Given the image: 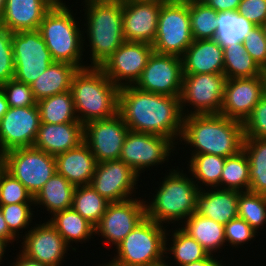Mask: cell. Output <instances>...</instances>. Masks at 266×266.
<instances>
[{
    "mask_svg": "<svg viewBox=\"0 0 266 266\" xmlns=\"http://www.w3.org/2000/svg\"><path fill=\"white\" fill-rule=\"evenodd\" d=\"M118 114L131 131L164 136L176 145L180 140L184 118L180 97L124 86L119 88Z\"/></svg>",
    "mask_w": 266,
    "mask_h": 266,
    "instance_id": "1",
    "label": "cell"
},
{
    "mask_svg": "<svg viewBox=\"0 0 266 266\" xmlns=\"http://www.w3.org/2000/svg\"><path fill=\"white\" fill-rule=\"evenodd\" d=\"M243 123L221 114L187 115L179 142L189 145L190 154H214L222 157L243 150Z\"/></svg>",
    "mask_w": 266,
    "mask_h": 266,
    "instance_id": "2",
    "label": "cell"
},
{
    "mask_svg": "<svg viewBox=\"0 0 266 266\" xmlns=\"http://www.w3.org/2000/svg\"><path fill=\"white\" fill-rule=\"evenodd\" d=\"M84 2V3H83ZM83 43L90 47L89 66L100 67L124 42L122 0H84ZM85 4V5H84ZM85 30V31H84ZM87 34L86 36H84ZM87 37V38H85Z\"/></svg>",
    "mask_w": 266,
    "mask_h": 266,
    "instance_id": "3",
    "label": "cell"
},
{
    "mask_svg": "<svg viewBox=\"0 0 266 266\" xmlns=\"http://www.w3.org/2000/svg\"><path fill=\"white\" fill-rule=\"evenodd\" d=\"M78 120L83 125L118 113L119 88L100 67L78 69L70 88Z\"/></svg>",
    "mask_w": 266,
    "mask_h": 266,
    "instance_id": "4",
    "label": "cell"
},
{
    "mask_svg": "<svg viewBox=\"0 0 266 266\" xmlns=\"http://www.w3.org/2000/svg\"><path fill=\"white\" fill-rule=\"evenodd\" d=\"M165 177L159 179V189H155L152 200L145 202V212L148 219L161 225L183 223L196 208V196L200 189L192 176L187 175L179 166L169 169ZM177 221V222H176ZM181 222V223H180Z\"/></svg>",
    "mask_w": 266,
    "mask_h": 266,
    "instance_id": "5",
    "label": "cell"
},
{
    "mask_svg": "<svg viewBox=\"0 0 266 266\" xmlns=\"http://www.w3.org/2000/svg\"><path fill=\"white\" fill-rule=\"evenodd\" d=\"M68 6L54 4L44 15L38 30L54 61L70 63L81 69L89 66L83 61L86 49L82 26L80 29L78 25L82 20L76 21V14Z\"/></svg>",
    "mask_w": 266,
    "mask_h": 266,
    "instance_id": "6",
    "label": "cell"
},
{
    "mask_svg": "<svg viewBox=\"0 0 266 266\" xmlns=\"http://www.w3.org/2000/svg\"><path fill=\"white\" fill-rule=\"evenodd\" d=\"M166 227L145 217L116 246L117 253L104 265L153 266L165 261Z\"/></svg>",
    "mask_w": 266,
    "mask_h": 266,
    "instance_id": "7",
    "label": "cell"
},
{
    "mask_svg": "<svg viewBox=\"0 0 266 266\" xmlns=\"http://www.w3.org/2000/svg\"><path fill=\"white\" fill-rule=\"evenodd\" d=\"M193 41L189 2L175 0L163 3L152 44L154 52L182 57Z\"/></svg>",
    "mask_w": 266,
    "mask_h": 266,
    "instance_id": "8",
    "label": "cell"
},
{
    "mask_svg": "<svg viewBox=\"0 0 266 266\" xmlns=\"http://www.w3.org/2000/svg\"><path fill=\"white\" fill-rule=\"evenodd\" d=\"M4 169L19 180L33 197L57 172L55 156L35 147L15 148L3 153Z\"/></svg>",
    "mask_w": 266,
    "mask_h": 266,
    "instance_id": "9",
    "label": "cell"
},
{
    "mask_svg": "<svg viewBox=\"0 0 266 266\" xmlns=\"http://www.w3.org/2000/svg\"><path fill=\"white\" fill-rule=\"evenodd\" d=\"M225 82L224 73L183 74L180 96L183 116L219 114Z\"/></svg>",
    "mask_w": 266,
    "mask_h": 266,
    "instance_id": "10",
    "label": "cell"
},
{
    "mask_svg": "<svg viewBox=\"0 0 266 266\" xmlns=\"http://www.w3.org/2000/svg\"><path fill=\"white\" fill-rule=\"evenodd\" d=\"M14 79L31 85L54 62L39 30L12 33Z\"/></svg>",
    "mask_w": 266,
    "mask_h": 266,
    "instance_id": "11",
    "label": "cell"
},
{
    "mask_svg": "<svg viewBox=\"0 0 266 266\" xmlns=\"http://www.w3.org/2000/svg\"><path fill=\"white\" fill-rule=\"evenodd\" d=\"M176 144L169 138L129 130L120 153V160L139 176L146 168L168 163ZM169 157V158H168ZM151 167V168H150Z\"/></svg>",
    "mask_w": 266,
    "mask_h": 266,
    "instance_id": "12",
    "label": "cell"
},
{
    "mask_svg": "<svg viewBox=\"0 0 266 266\" xmlns=\"http://www.w3.org/2000/svg\"><path fill=\"white\" fill-rule=\"evenodd\" d=\"M183 82L181 57L153 51L138 81L140 90L172 97H180Z\"/></svg>",
    "mask_w": 266,
    "mask_h": 266,
    "instance_id": "13",
    "label": "cell"
},
{
    "mask_svg": "<svg viewBox=\"0 0 266 266\" xmlns=\"http://www.w3.org/2000/svg\"><path fill=\"white\" fill-rule=\"evenodd\" d=\"M153 51L152 44L125 41L100 68L118 88L131 86L140 78Z\"/></svg>",
    "mask_w": 266,
    "mask_h": 266,
    "instance_id": "14",
    "label": "cell"
},
{
    "mask_svg": "<svg viewBox=\"0 0 266 266\" xmlns=\"http://www.w3.org/2000/svg\"><path fill=\"white\" fill-rule=\"evenodd\" d=\"M144 198L135 197L112 202L95 226V235L104 238L106 245L117 246L145 217Z\"/></svg>",
    "mask_w": 266,
    "mask_h": 266,
    "instance_id": "15",
    "label": "cell"
},
{
    "mask_svg": "<svg viewBox=\"0 0 266 266\" xmlns=\"http://www.w3.org/2000/svg\"><path fill=\"white\" fill-rule=\"evenodd\" d=\"M139 176L122 160L103 161L97 164L90 185L108 202H121L133 197ZM133 194V195H132ZM133 196V197H132Z\"/></svg>",
    "mask_w": 266,
    "mask_h": 266,
    "instance_id": "16",
    "label": "cell"
},
{
    "mask_svg": "<svg viewBox=\"0 0 266 266\" xmlns=\"http://www.w3.org/2000/svg\"><path fill=\"white\" fill-rule=\"evenodd\" d=\"M37 104L9 107L0 120V153L22 147H32L40 127Z\"/></svg>",
    "mask_w": 266,
    "mask_h": 266,
    "instance_id": "17",
    "label": "cell"
},
{
    "mask_svg": "<svg viewBox=\"0 0 266 266\" xmlns=\"http://www.w3.org/2000/svg\"><path fill=\"white\" fill-rule=\"evenodd\" d=\"M117 113L114 117L91 121L84 125V142L98 163L120 158L122 146L129 132Z\"/></svg>",
    "mask_w": 266,
    "mask_h": 266,
    "instance_id": "18",
    "label": "cell"
},
{
    "mask_svg": "<svg viewBox=\"0 0 266 266\" xmlns=\"http://www.w3.org/2000/svg\"><path fill=\"white\" fill-rule=\"evenodd\" d=\"M20 239L22 248L20 251L40 263L49 266H62L64 257L70 249L63 237L47 220L44 223L31 226Z\"/></svg>",
    "mask_w": 266,
    "mask_h": 266,
    "instance_id": "19",
    "label": "cell"
},
{
    "mask_svg": "<svg viewBox=\"0 0 266 266\" xmlns=\"http://www.w3.org/2000/svg\"><path fill=\"white\" fill-rule=\"evenodd\" d=\"M262 97L260 76L226 79L223 104L219 114L244 123Z\"/></svg>",
    "mask_w": 266,
    "mask_h": 266,
    "instance_id": "20",
    "label": "cell"
},
{
    "mask_svg": "<svg viewBox=\"0 0 266 266\" xmlns=\"http://www.w3.org/2000/svg\"><path fill=\"white\" fill-rule=\"evenodd\" d=\"M161 5L122 0L123 36L125 41L153 44Z\"/></svg>",
    "mask_w": 266,
    "mask_h": 266,
    "instance_id": "21",
    "label": "cell"
},
{
    "mask_svg": "<svg viewBox=\"0 0 266 266\" xmlns=\"http://www.w3.org/2000/svg\"><path fill=\"white\" fill-rule=\"evenodd\" d=\"M54 4L51 0H6L0 23L11 33L38 30Z\"/></svg>",
    "mask_w": 266,
    "mask_h": 266,
    "instance_id": "22",
    "label": "cell"
},
{
    "mask_svg": "<svg viewBox=\"0 0 266 266\" xmlns=\"http://www.w3.org/2000/svg\"><path fill=\"white\" fill-rule=\"evenodd\" d=\"M84 142V125L80 122L40 123L33 147L56 156Z\"/></svg>",
    "mask_w": 266,
    "mask_h": 266,
    "instance_id": "23",
    "label": "cell"
},
{
    "mask_svg": "<svg viewBox=\"0 0 266 266\" xmlns=\"http://www.w3.org/2000/svg\"><path fill=\"white\" fill-rule=\"evenodd\" d=\"M57 173L76 186L90 185L97 160L85 142L55 156Z\"/></svg>",
    "mask_w": 266,
    "mask_h": 266,
    "instance_id": "24",
    "label": "cell"
},
{
    "mask_svg": "<svg viewBox=\"0 0 266 266\" xmlns=\"http://www.w3.org/2000/svg\"><path fill=\"white\" fill-rule=\"evenodd\" d=\"M182 59L183 74L223 73V47L216 39L194 40Z\"/></svg>",
    "mask_w": 266,
    "mask_h": 266,
    "instance_id": "25",
    "label": "cell"
},
{
    "mask_svg": "<svg viewBox=\"0 0 266 266\" xmlns=\"http://www.w3.org/2000/svg\"><path fill=\"white\" fill-rule=\"evenodd\" d=\"M238 199L235 190L204 188L196 196L195 213L225 225L238 217Z\"/></svg>",
    "mask_w": 266,
    "mask_h": 266,
    "instance_id": "26",
    "label": "cell"
},
{
    "mask_svg": "<svg viewBox=\"0 0 266 266\" xmlns=\"http://www.w3.org/2000/svg\"><path fill=\"white\" fill-rule=\"evenodd\" d=\"M78 67L54 61L30 86L36 101L59 93L68 92Z\"/></svg>",
    "mask_w": 266,
    "mask_h": 266,
    "instance_id": "27",
    "label": "cell"
},
{
    "mask_svg": "<svg viewBox=\"0 0 266 266\" xmlns=\"http://www.w3.org/2000/svg\"><path fill=\"white\" fill-rule=\"evenodd\" d=\"M181 228L193 237L209 255H216L225 246L224 225L210 218L192 213L183 223Z\"/></svg>",
    "mask_w": 266,
    "mask_h": 266,
    "instance_id": "28",
    "label": "cell"
},
{
    "mask_svg": "<svg viewBox=\"0 0 266 266\" xmlns=\"http://www.w3.org/2000/svg\"><path fill=\"white\" fill-rule=\"evenodd\" d=\"M48 221L63 237V240L76 252L77 248H73V242L81 244L89 241L95 236V227L77 213L72 207L49 215ZM86 241V242H85ZM72 243V244H71Z\"/></svg>",
    "mask_w": 266,
    "mask_h": 266,
    "instance_id": "29",
    "label": "cell"
},
{
    "mask_svg": "<svg viewBox=\"0 0 266 266\" xmlns=\"http://www.w3.org/2000/svg\"><path fill=\"white\" fill-rule=\"evenodd\" d=\"M75 186L57 172L34 197V207L41 205L51 216L72 207Z\"/></svg>",
    "mask_w": 266,
    "mask_h": 266,
    "instance_id": "30",
    "label": "cell"
},
{
    "mask_svg": "<svg viewBox=\"0 0 266 266\" xmlns=\"http://www.w3.org/2000/svg\"><path fill=\"white\" fill-rule=\"evenodd\" d=\"M176 227L177 228L175 230L171 231L170 229L167 230L166 233L165 260H167V258L171 259L172 257L174 259H172V262H169L170 259L166 262L170 265L174 263V266H183L204 259L208 253L203 249V247L181 227ZM170 232L173 234L171 233L170 235ZM168 236L172 237L170 238ZM169 240L172 242H169ZM168 254L172 255V257H169Z\"/></svg>",
    "mask_w": 266,
    "mask_h": 266,
    "instance_id": "31",
    "label": "cell"
},
{
    "mask_svg": "<svg viewBox=\"0 0 266 266\" xmlns=\"http://www.w3.org/2000/svg\"><path fill=\"white\" fill-rule=\"evenodd\" d=\"M186 168L200 190L219 188L225 157L214 154H190ZM205 185V186H204ZM204 186V187H203Z\"/></svg>",
    "mask_w": 266,
    "mask_h": 266,
    "instance_id": "32",
    "label": "cell"
},
{
    "mask_svg": "<svg viewBox=\"0 0 266 266\" xmlns=\"http://www.w3.org/2000/svg\"><path fill=\"white\" fill-rule=\"evenodd\" d=\"M37 106L41 123L79 122L71 91L40 99Z\"/></svg>",
    "mask_w": 266,
    "mask_h": 266,
    "instance_id": "33",
    "label": "cell"
},
{
    "mask_svg": "<svg viewBox=\"0 0 266 266\" xmlns=\"http://www.w3.org/2000/svg\"><path fill=\"white\" fill-rule=\"evenodd\" d=\"M224 70L226 79L253 78L260 76L261 67L246 52L242 43L223 47Z\"/></svg>",
    "mask_w": 266,
    "mask_h": 266,
    "instance_id": "34",
    "label": "cell"
},
{
    "mask_svg": "<svg viewBox=\"0 0 266 266\" xmlns=\"http://www.w3.org/2000/svg\"><path fill=\"white\" fill-rule=\"evenodd\" d=\"M215 39L222 46L242 43L255 26L242 14L233 11L217 13Z\"/></svg>",
    "mask_w": 266,
    "mask_h": 266,
    "instance_id": "35",
    "label": "cell"
},
{
    "mask_svg": "<svg viewBox=\"0 0 266 266\" xmlns=\"http://www.w3.org/2000/svg\"><path fill=\"white\" fill-rule=\"evenodd\" d=\"M243 150L250 164L249 191L266 195V139L244 138Z\"/></svg>",
    "mask_w": 266,
    "mask_h": 266,
    "instance_id": "36",
    "label": "cell"
},
{
    "mask_svg": "<svg viewBox=\"0 0 266 266\" xmlns=\"http://www.w3.org/2000/svg\"><path fill=\"white\" fill-rule=\"evenodd\" d=\"M250 164L244 150L225 159L219 188L235 190L238 192L249 191Z\"/></svg>",
    "mask_w": 266,
    "mask_h": 266,
    "instance_id": "37",
    "label": "cell"
},
{
    "mask_svg": "<svg viewBox=\"0 0 266 266\" xmlns=\"http://www.w3.org/2000/svg\"><path fill=\"white\" fill-rule=\"evenodd\" d=\"M109 203L91 185L76 186L74 189L72 208L94 227L101 220Z\"/></svg>",
    "mask_w": 266,
    "mask_h": 266,
    "instance_id": "38",
    "label": "cell"
},
{
    "mask_svg": "<svg viewBox=\"0 0 266 266\" xmlns=\"http://www.w3.org/2000/svg\"><path fill=\"white\" fill-rule=\"evenodd\" d=\"M217 11L202 1H189L190 26L193 40L215 39Z\"/></svg>",
    "mask_w": 266,
    "mask_h": 266,
    "instance_id": "39",
    "label": "cell"
},
{
    "mask_svg": "<svg viewBox=\"0 0 266 266\" xmlns=\"http://www.w3.org/2000/svg\"><path fill=\"white\" fill-rule=\"evenodd\" d=\"M238 217L259 233L266 224V195L251 191L239 192ZM262 226V227H261Z\"/></svg>",
    "mask_w": 266,
    "mask_h": 266,
    "instance_id": "40",
    "label": "cell"
},
{
    "mask_svg": "<svg viewBox=\"0 0 266 266\" xmlns=\"http://www.w3.org/2000/svg\"><path fill=\"white\" fill-rule=\"evenodd\" d=\"M33 206V208L31 207ZM3 218L8 225L9 230L17 237L21 238L23 230L29 228L32 224V219L34 217V203H17L0 205ZM22 230V231H21ZM21 231V232H20Z\"/></svg>",
    "mask_w": 266,
    "mask_h": 266,
    "instance_id": "41",
    "label": "cell"
},
{
    "mask_svg": "<svg viewBox=\"0 0 266 266\" xmlns=\"http://www.w3.org/2000/svg\"><path fill=\"white\" fill-rule=\"evenodd\" d=\"M34 203L25 186L5 169L0 172V205Z\"/></svg>",
    "mask_w": 266,
    "mask_h": 266,
    "instance_id": "42",
    "label": "cell"
},
{
    "mask_svg": "<svg viewBox=\"0 0 266 266\" xmlns=\"http://www.w3.org/2000/svg\"><path fill=\"white\" fill-rule=\"evenodd\" d=\"M0 89L5 94L9 107H28L37 104L31 86L14 78L1 85Z\"/></svg>",
    "mask_w": 266,
    "mask_h": 266,
    "instance_id": "43",
    "label": "cell"
},
{
    "mask_svg": "<svg viewBox=\"0 0 266 266\" xmlns=\"http://www.w3.org/2000/svg\"><path fill=\"white\" fill-rule=\"evenodd\" d=\"M12 33L0 23V86L14 78Z\"/></svg>",
    "mask_w": 266,
    "mask_h": 266,
    "instance_id": "44",
    "label": "cell"
},
{
    "mask_svg": "<svg viewBox=\"0 0 266 266\" xmlns=\"http://www.w3.org/2000/svg\"><path fill=\"white\" fill-rule=\"evenodd\" d=\"M226 246L233 249L248 244L247 242L255 240L257 232L242 218L236 217L224 225ZM227 243L229 245H227ZM240 245V246H239Z\"/></svg>",
    "mask_w": 266,
    "mask_h": 266,
    "instance_id": "45",
    "label": "cell"
},
{
    "mask_svg": "<svg viewBox=\"0 0 266 266\" xmlns=\"http://www.w3.org/2000/svg\"><path fill=\"white\" fill-rule=\"evenodd\" d=\"M245 138L266 139V97L263 96L254 107L251 115L244 121Z\"/></svg>",
    "mask_w": 266,
    "mask_h": 266,
    "instance_id": "46",
    "label": "cell"
},
{
    "mask_svg": "<svg viewBox=\"0 0 266 266\" xmlns=\"http://www.w3.org/2000/svg\"><path fill=\"white\" fill-rule=\"evenodd\" d=\"M242 44L261 68L266 67V36L262 26H254Z\"/></svg>",
    "mask_w": 266,
    "mask_h": 266,
    "instance_id": "47",
    "label": "cell"
},
{
    "mask_svg": "<svg viewBox=\"0 0 266 266\" xmlns=\"http://www.w3.org/2000/svg\"><path fill=\"white\" fill-rule=\"evenodd\" d=\"M236 12L255 26H262L266 22V0H241Z\"/></svg>",
    "mask_w": 266,
    "mask_h": 266,
    "instance_id": "48",
    "label": "cell"
},
{
    "mask_svg": "<svg viewBox=\"0 0 266 266\" xmlns=\"http://www.w3.org/2000/svg\"><path fill=\"white\" fill-rule=\"evenodd\" d=\"M207 6L217 12L233 11L236 12L241 0H201Z\"/></svg>",
    "mask_w": 266,
    "mask_h": 266,
    "instance_id": "49",
    "label": "cell"
},
{
    "mask_svg": "<svg viewBox=\"0 0 266 266\" xmlns=\"http://www.w3.org/2000/svg\"><path fill=\"white\" fill-rule=\"evenodd\" d=\"M0 238L4 239L10 246L14 241H18L17 237L9 230L5 219L3 218V214L0 209Z\"/></svg>",
    "mask_w": 266,
    "mask_h": 266,
    "instance_id": "50",
    "label": "cell"
},
{
    "mask_svg": "<svg viewBox=\"0 0 266 266\" xmlns=\"http://www.w3.org/2000/svg\"><path fill=\"white\" fill-rule=\"evenodd\" d=\"M16 255V261L12 262L9 266H49L43 263H40L36 260L30 259L24 255L21 251Z\"/></svg>",
    "mask_w": 266,
    "mask_h": 266,
    "instance_id": "51",
    "label": "cell"
},
{
    "mask_svg": "<svg viewBox=\"0 0 266 266\" xmlns=\"http://www.w3.org/2000/svg\"><path fill=\"white\" fill-rule=\"evenodd\" d=\"M218 255L213 256V255H207L204 259L199 260V261H195L183 266H226V264L222 263V259L218 260L216 258Z\"/></svg>",
    "mask_w": 266,
    "mask_h": 266,
    "instance_id": "52",
    "label": "cell"
},
{
    "mask_svg": "<svg viewBox=\"0 0 266 266\" xmlns=\"http://www.w3.org/2000/svg\"><path fill=\"white\" fill-rule=\"evenodd\" d=\"M9 105L6 100L5 94L0 89V120L2 116L8 111Z\"/></svg>",
    "mask_w": 266,
    "mask_h": 266,
    "instance_id": "53",
    "label": "cell"
},
{
    "mask_svg": "<svg viewBox=\"0 0 266 266\" xmlns=\"http://www.w3.org/2000/svg\"><path fill=\"white\" fill-rule=\"evenodd\" d=\"M8 245L9 244L4 239L0 238V264H2V258L5 257L4 254L6 253L7 247H10Z\"/></svg>",
    "mask_w": 266,
    "mask_h": 266,
    "instance_id": "54",
    "label": "cell"
},
{
    "mask_svg": "<svg viewBox=\"0 0 266 266\" xmlns=\"http://www.w3.org/2000/svg\"><path fill=\"white\" fill-rule=\"evenodd\" d=\"M260 78L262 81L263 96L266 97V67L261 68Z\"/></svg>",
    "mask_w": 266,
    "mask_h": 266,
    "instance_id": "55",
    "label": "cell"
},
{
    "mask_svg": "<svg viewBox=\"0 0 266 266\" xmlns=\"http://www.w3.org/2000/svg\"><path fill=\"white\" fill-rule=\"evenodd\" d=\"M125 1H135V2H147V3L163 4V3H168V2H171V1H175V0H125Z\"/></svg>",
    "mask_w": 266,
    "mask_h": 266,
    "instance_id": "56",
    "label": "cell"
},
{
    "mask_svg": "<svg viewBox=\"0 0 266 266\" xmlns=\"http://www.w3.org/2000/svg\"><path fill=\"white\" fill-rule=\"evenodd\" d=\"M5 1L6 0H0V22H1V19H2L3 12H4Z\"/></svg>",
    "mask_w": 266,
    "mask_h": 266,
    "instance_id": "57",
    "label": "cell"
},
{
    "mask_svg": "<svg viewBox=\"0 0 266 266\" xmlns=\"http://www.w3.org/2000/svg\"><path fill=\"white\" fill-rule=\"evenodd\" d=\"M4 169L3 153H0V172Z\"/></svg>",
    "mask_w": 266,
    "mask_h": 266,
    "instance_id": "58",
    "label": "cell"
},
{
    "mask_svg": "<svg viewBox=\"0 0 266 266\" xmlns=\"http://www.w3.org/2000/svg\"><path fill=\"white\" fill-rule=\"evenodd\" d=\"M153 266H173V265L168 264V263L166 262V260H165V261H163V262H161V263H159V264H155V265H153Z\"/></svg>",
    "mask_w": 266,
    "mask_h": 266,
    "instance_id": "59",
    "label": "cell"
},
{
    "mask_svg": "<svg viewBox=\"0 0 266 266\" xmlns=\"http://www.w3.org/2000/svg\"><path fill=\"white\" fill-rule=\"evenodd\" d=\"M52 2H54L55 4H66V2L63 0H51Z\"/></svg>",
    "mask_w": 266,
    "mask_h": 266,
    "instance_id": "60",
    "label": "cell"
},
{
    "mask_svg": "<svg viewBox=\"0 0 266 266\" xmlns=\"http://www.w3.org/2000/svg\"><path fill=\"white\" fill-rule=\"evenodd\" d=\"M264 32H265V36H266V22L262 25Z\"/></svg>",
    "mask_w": 266,
    "mask_h": 266,
    "instance_id": "61",
    "label": "cell"
},
{
    "mask_svg": "<svg viewBox=\"0 0 266 266\" xmlns=\"http://www.w3.org/2000/svg\"><path fill=\"white\" fill-rule=\"evenodd\" d=\"M183 1L189 2V1H201V0H183Z\"/></svg>",
    "mask_w": 266,
    "mask_h": 266,
    "instance_id": "62",
    "label": "cell"
}]
</instances>
